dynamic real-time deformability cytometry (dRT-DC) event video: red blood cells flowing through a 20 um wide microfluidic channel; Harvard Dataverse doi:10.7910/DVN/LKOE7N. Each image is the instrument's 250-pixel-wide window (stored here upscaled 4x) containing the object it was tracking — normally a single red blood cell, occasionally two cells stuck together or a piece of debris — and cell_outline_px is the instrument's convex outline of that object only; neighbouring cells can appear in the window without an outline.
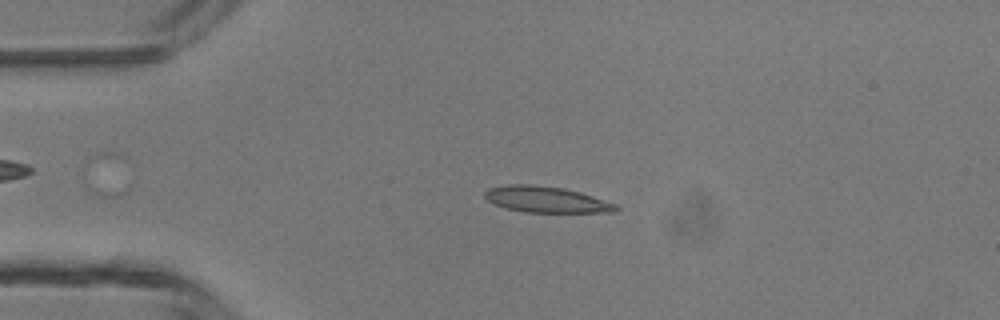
{"species": "common noctule bat (a hibernating species)", "species_latin": "Nyctalus noctula", "temperature_condition": "room temperature", "stored_images_in_passage": 26, "camera_frame_rate_fps": 3000, "um_per_image_px": 0.085, "animal": {"sex": "male", "body_mass_g": 13.3}, "frame": {"image": 1, "passage_image": 1, "time_ms": 0.0, "image_size_px": [1000, 320], "cell_outline_px": [[620, 208], [616, 212], [524, 212], [508, 208], [496, 204], [488, 200], [484, 196], [484, 192], [488, 188], [508, 184], [532, 184], [564, 188], [580, 192], [616, 204]], "centroid_in_image_um": [46.44, 16.95], "position_along_channel_um": 38.6, "area_um2": 19.83}}
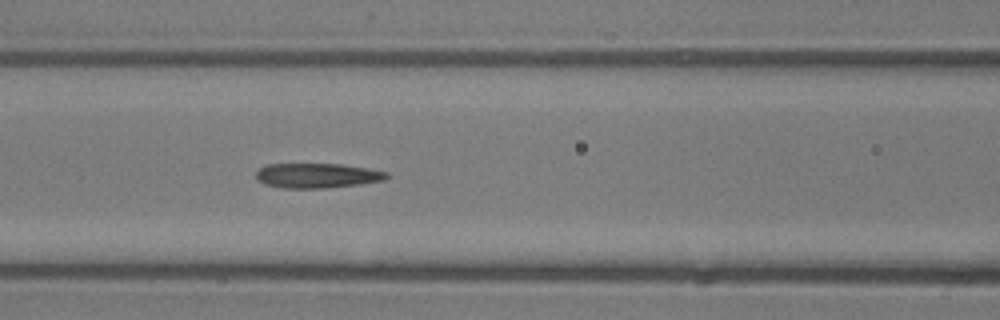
{"frame": {"image": 2, "passage_image": 10, "time_ms": 3.0, "image_size_px": [1000, 320], "cell_outline_px": [[388, 176], [384, 180], [360, 184], [324, 188], [284, 188], [264, 184], [256, 180], [256, 172], [260, 168], [268, 164], [340, 164], [368, 168], [388, 172]], "centroid_in_image_um": [26.94, 14.92], "position_along_channel_um": 139.7, "area_um2": 18.84}}
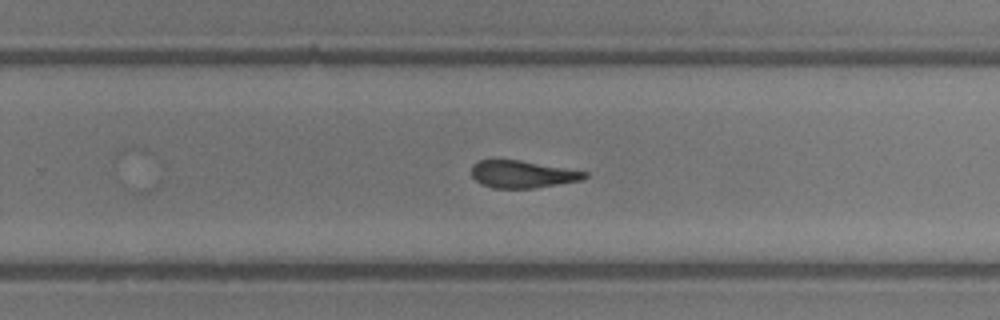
{"frame": {"image": 3, "passage_image": 20, "time_ms": 6.333, "image_size_px": [1000, 320], "cell_outline_px": [[588, 176], [580, 180], [536, 188], [492, 188], [480, 184], [472, 176], [472, 164], [480, 160], [520, 160], [588, 172]], "centroid_in_image_um": [44.38, 14.81], "position_along_channel_um": 285.4, "area_um2": 17.92}, "authors_computed_cell_mechanics": {"area_um2": 19.3052, "velocity_mm_per_s": 4.4003, "shape_relaxation_time_tau1_ms": 4.7138, "shape_relaxation_time_tau2_ms": 4.6107, "deformation_change_tau1": 0.1495, "deformation_change_tau2": 0.1709}}